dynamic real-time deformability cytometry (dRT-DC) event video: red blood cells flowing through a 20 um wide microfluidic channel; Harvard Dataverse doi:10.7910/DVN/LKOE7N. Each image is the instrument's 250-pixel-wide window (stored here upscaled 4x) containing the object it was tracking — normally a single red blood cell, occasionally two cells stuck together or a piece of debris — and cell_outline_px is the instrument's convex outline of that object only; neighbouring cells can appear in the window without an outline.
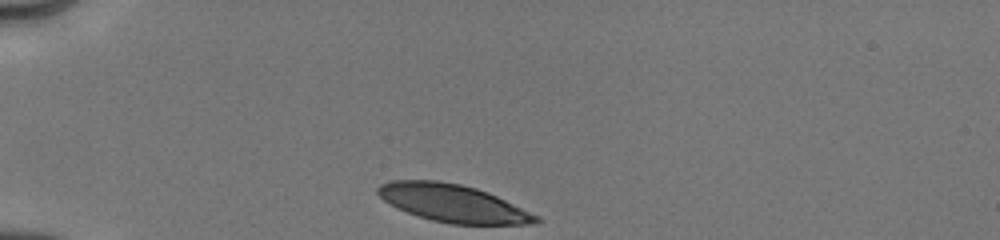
{"species": "human", "species_latin": "Homo sapiens", "temperature_condition": "cold", "stored_images_in_passage": 21, "camera_frame_rate_fps": 3000, "um_per_image_px": 0.085, "donor": {"sex": "male"}, "frame": {"image": 1, "passage_image": 1, "time_ms": 0.0, "image_size_px": [1000, 240], "cell_outline_px": [[540, 220], [536, 224], [452, 224], [432, 220], [396, 208], [384, 200], [376, 192], [376, 188], [380, 184], [392, 180], [436, 180], [460, 184], [476, 188], [496, 196], [540, 216]], "centroid_in_image_um": [38.49, 17.27], "position_along_channel_um": 46.5, "area_um2": 34.45}}
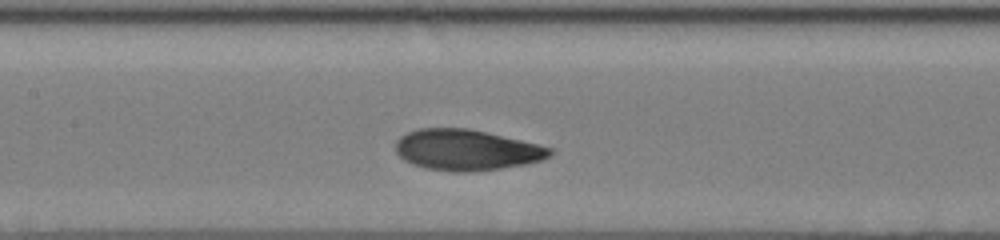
{"frame": {"image": 2, "passage_image": 12, "time_ms": 4.0, "image_size_px": [1000, 240], "cell_outline_px": [[556, 152], [552, 156], [528, 164], [472, 172], [452, 172], [424, 168], [412, 164], [404, 160], [396, 152], [396, 140], [400, 136], [408, 132], [420, 128], [468, 128], [540, 144], [552, 148]], "centroid_in_image_um": [39.68, 12.75], "position_along_channel_um": 167.7, "area_um2": 37.05}}
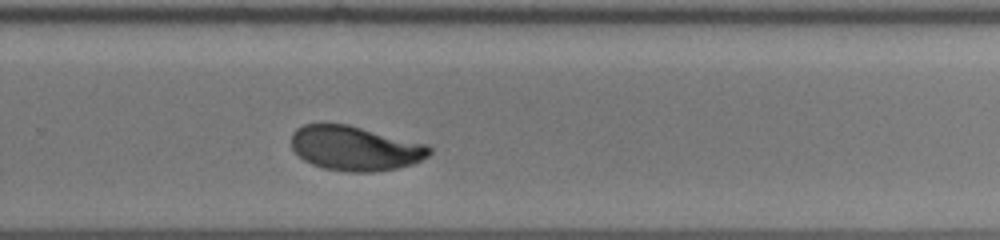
{"frame": {"image": 3, "passage_image": 21, "time_ms": 7.333, "image_size_px": [1000, 240], "cell_outline_px": [[432, 152], [428, 156], [412, 164], [396, 168], [372, 172], [348, 172], [324, 168], [312, 164], [304, 160], [292, 148], [292, 132], [296, 128], [304, 124], [348, 124], [428, 144], [432, 148]], "centroid_in_image_um": [30.2, 12.6], "position_along_channel_um": 299.6, "area_um2": 35.89}}